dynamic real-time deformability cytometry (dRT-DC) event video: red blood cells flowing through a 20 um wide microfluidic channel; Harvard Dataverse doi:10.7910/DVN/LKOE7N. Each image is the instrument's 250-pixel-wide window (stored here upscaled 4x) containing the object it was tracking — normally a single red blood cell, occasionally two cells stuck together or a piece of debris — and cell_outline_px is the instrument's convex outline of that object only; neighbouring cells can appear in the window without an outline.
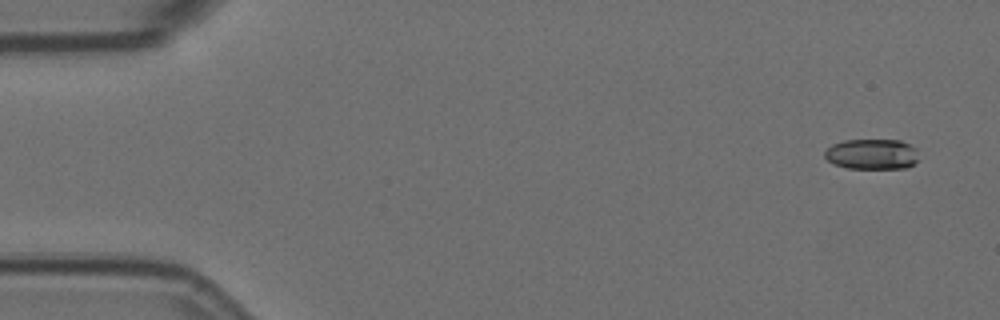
{"species": "Egyptian fruit bat (a non-hibernating species)", "species_latin": "Rousettus aegyptiacus", "temperature_condition": "room temperature", "stored_images_in_passage": 6, "camera_frame_rate_fps": 3000, "um_per_image_px": 0.085, "animal": {"sex": "female"}, "frame": {"image": 1, "passage_image": 2, "time_ms": 0.333, "image_size_px": [1000, 320], "cell_outline_px": [[916, 160], [912, 164], [904, 168], [848, 168], [832, 164], [824, 156], [824, 152], [832, 144], [844, 140], [900, 140], [916, 148]], "centroid_in_image_um": [74.06, 13.1], "position_along_channel_um": 10.9, "area_um2": 16.53}}
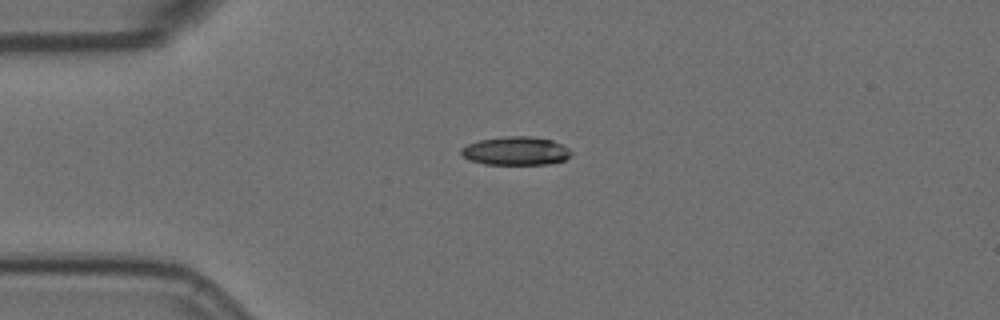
{"frame": {"image": 2, "passage_image": 5, "time_ms": 1.333, "image_size_px": [1000, 320], "cell_outline_px": [[572, 152], [564, 160], [548, 164], [484, 164], [468, 160], [460, 152], [460, 148], [468, 144], [480, 140], [504, 136], [532, 136], [552, 140], [568, 148]], "centroid_in_image_um": [43.81, 12.82], "position_along_channel_um": 41.2, "area_um2": 18.21}}